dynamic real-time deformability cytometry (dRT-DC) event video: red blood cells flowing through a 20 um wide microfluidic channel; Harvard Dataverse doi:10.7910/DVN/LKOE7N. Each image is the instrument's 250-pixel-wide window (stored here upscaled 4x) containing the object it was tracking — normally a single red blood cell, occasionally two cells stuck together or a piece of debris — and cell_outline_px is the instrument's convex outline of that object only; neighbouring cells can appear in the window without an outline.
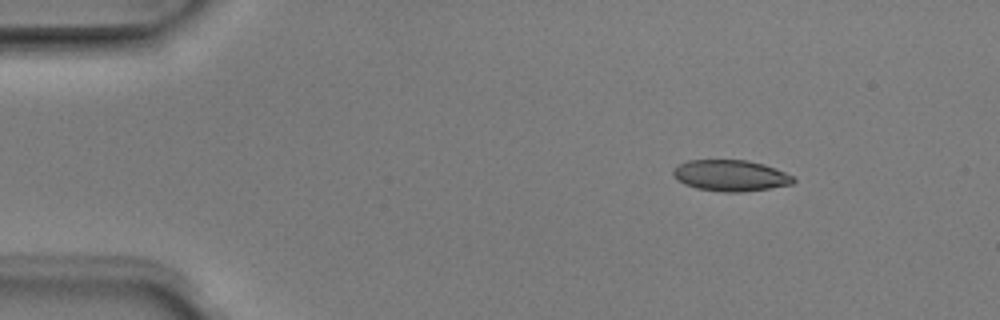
{"species": "Egyptian fruit bat (a non-hibernating species)", "species_latin": "Rousettus aegyptiacus", "temperature_condition": "room temperature", "stored_images_in_passage": 3, "camera_frame_rate_fps": 3000, "um_per_image_px": 0.085, "animal": {"sex": "male"}, "frame": {"image": 1, "passage_image": 1, "time_ms": 0.0, "image_size_px": [1000, 320], "cell_outline_px": [[796, 180], [792, 184], [768, 188], [740, 192], [724, 192], [696, 188], [684, 184], [676, 180], [672, 172], [680, 164], [688, 160], [748, 160], [764, 164], [776, 168], [796, 176]], "centroid_in_image_um": [62.13, 14.92], "position_along_channel_um": 22.9, "area_um2": 21.91}}